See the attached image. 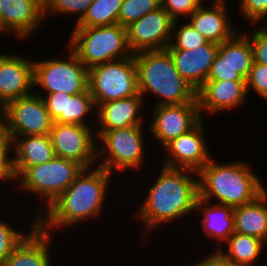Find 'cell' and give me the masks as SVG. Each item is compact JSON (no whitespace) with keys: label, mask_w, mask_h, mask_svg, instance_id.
Returning <instances> with one entry per match:
<instances>
[{"label":"cell","mask_w":267,"mask_h":266,"mask_svg":"<svg viewBox=\"0 0 267 266\" xmlns=\"http://www.w3.org/2000/svg\"><path fill=\"white\" fill-rule=\"evenodd\" d=\"M91 169H83L75 181L46 208L44 214L39 210L36 220L42 231L49 233L51 228L71 227L100 214L112 174L99 166Z\"/></svg>","instance_id":"obj_1"},{"label":"cell","mask_w":267,"mask_h":266,"mask_svg":"<svg viewBox=\"0 0 267 266\" xmlns=\"http://www.w3.org/2000/svg\"><path fill=\"white\" fill-rule=\"evenodd\" d=\"M191 172L194 171L163 166L135 215L147 230L195 211L198 180L191 178Z\"/></svg>","instance_id":"obj_2"},{"label":"cell","mask_w":267,"mask_h":266,"mask_svg":"<svg viewBox=\"0 0 267 266\" xmlns=\"http://www.w3.org/2000/svg\"><path fill=\"white\" fill-rule=\"evenodd\" d=\"M198 197L233 208L254 201L264 191L262 183L244 162L219 164L213 158L197 172Z\"/></svg>","instance_id":"obj_3"},{"label":"cell","mask_w":267,"mask_h":266,"mask_svg":"<svg viewBox=\"0 0 267 266\" xmlns=\"http://www.w3.org/2000/svg\"><path fill=\"white\" fill-rule=\"evenodd\" d=\"M139 94H155L158 105L198 103L197 91L179 74L167 49L134 54Z\"/></svg>","instance_id":"obj_4"},{"label":"cell","mask_w":267,"mask_h":266,"mask_svg":"<svg viewBox=\"0 0 267 266\" xmlns=\"http://www.w3.org/2000/svg\"><path fill=\"white\" fill-rule=\"evenodd\" d=\"M67 48L89 69L95 65L132 55L127 29L119 23L100 27H74Z\"/></svg>","instance_id":"obj_5"},{"label":"cell","mask_w":267,"mask_h":266,"mask_svg":"<svg viewBox=\"0 0 267 266\" xmlns=\"http://www.w3.org/2000/svg\"><path fill=\"white\" fill-rule=\"evenodd\" d=\"M88 89L95 106L139 95L134 55L88 69Z\"/></svg>","instance_id":"obj_6"},{"label":"cell","mask_w":267,"mask_h":266,"mask_svg":"<svg viewBox=\"0 0 267 266\" xmlns=\"http://www.w3.org/2000/svg\"><path fill=\"white\" fill-rule=\"evenodd\" d=\"M84 168L71 160L55 156L51 161L28 167L19 177V185L25 191L46 198L50 204L64 192Z\"/></svg>","instance_id":"obj_7"},{"label":"cell","mask_w":267,"mask_h":266,"mask_svg":"<svg viewBox=\"0 0 267 266\" xmlns=\"http://www.w3.org/2000/svg\"><path fill=\"white\" fill-rule=\"evenodd\" d=\"M68 60L34 61V86L47 93L64 92L69 95L88 90V69L69 49Z\"/></svg>","instance_id":"obj_8"},{"label":"cell","mask_w":267,"mask_h":266,"mask_svg":"<svg viewBox=\"0 0 267 266\" xmlns=\"http://www.w3.org/2000/svg\"><path fill=\"white\" fill-rule=\"evenodd\" d=\"M42 97L32 93L10 101L0 109V119L11 137L49 135L54 121Z\"/></svg>","instance_id":"obj_9"},{"label":"cell","mask_w":267,"mask_h":266,"mask_svg":"<svg viewBox=\"0 0 267 266\" xmlns=\"http://www.w3.org/2000/svg\"><path fill=\"white\" fill-rule=\"evenodd\" d=\"M96 133V137L104 143L102 150L108 152L97 166L112 174L113 170L123 172L127 168L134 169L142 165L145 155L143 125Z\"/></svg>","instance_id":"obj_10"},{"label":"cell","mask_w":267,"mask_h":266,"mask_svg":"<svg viewBox=\"0 0 267 266\" xmlns=\"http://www.w3.org/2000/svg\"><path fill=\"white\" fill-rule=\"evenodd\" d=\"M93 134L89 126L54 122L49 136L56 156L74 161L87 169L101 154Z\"/></svg>","instance_id":"obj_11"},{"label":"cell","mask_w":267,"mask_h":266,"mask_svg":"<svg viewBox=\"0 0 267 266\" xmlns=\"http://www.w3.org/2000/svg\"><path fill=\"white\" fill-rule=\"evenodd\" d=\"M177 21L160 7L132 22L126 27L129 50L134 55L142 51L166 49L171 43Z\"/></svg>","instance_id":"obj_12"},{"label":"cell","mask_w":267,"mask_h":266,"mask_svg":"<svg viewBox=\"0 0 267 266\" xmlns=\"http://www.w3.org/2000/svg\"><path fill=\"white\" fill-rule=\"evenodd\" d=\"M153 108L149 130L163 146L189 132L202 119L198 103L158 105Z\"/></svg>","instance_id":"obj_13"},{"label":"cell","mask_w":267,"mask_h":266,"mask_svg":"<svg viewBox=\"0 0 267 266\" xmlns=\"http://www.w3.org/2000/svg\"><path fill=\"white\" fill-rule=\"evenodd\" d=\"M202 120L189 132L171 140L164 147L167 149L168 158L164 166L179 169H188L197 172L210 160L208 148L205 144L204 125Z\"/></svg>","instance_id":"obj_14"},{"label":"cell","mask_w":267,"mask_h":266,"mask_svg":"<svg viewBox=\"0 0 267 266\" xmlns=\"http://www.w3.org/2000/svg\"><path fill=\"white\" fill-rule=\"evenodd\" d=\"M33 74L34 61L0 53V109L10 101L32 94Z\"/></svg>","instance_id":"obj_15"},{"label":"cell","mask_w":267,"mask_h":266,"mask_svg":"<svg viewBox=\"0 0 267 266\" xmlns=\"http://www.w3.org/2000/svg\"><path fill=\"white\" fill-rule=\"evenodd\" d=\"M44 5L39 0H0V31L26 38L42 22Z\"/></svg>","instance_id":"obj_16"},{"label":"cell","mask_w":267,"mask_h":266,"mask_svg":"<svg viewBox=\"0 0 267 266\" xmlns=\"http://www.w3.org/2000/svg\"><path fill=\"white\" fill-rule=\"evenodd\" d=\"M219 44L208 42L193 50L167 49L179 74L198 91L207 81Z\"/></svg>","instance_id":"obj_17"},{"label":"cell","mask_w":267,"mask_h":266,"mask_svg":"<svg viewBox=\"0 0 267 266\" xmlns=\"http://www.w3.org/2000/svg\"><path fill=\"white\" fill-rule=\"evenodd\" d=\"M246 95V80H207L197 91L200 115L202 109L215 114L236 108L243 104Z\"/></svg>","instance_id":"obj_18"},{"label":"cell","mask_w":267,"mask_h":266,"mask_svg":"<svg viewBox=\"0 0 267 266\" xmlns=\"http://www.w3.org/2000/svg\"><path fill=\"white\" fill-rule=\"evenodd\" d=\"M15 156L12 158L11 180L30 166L51 161L56 155L49 135H27L11 137Z\"/></svg>","instance_id":"obj_19"},{"label":"cell","mask_w":267,"mask_h":266,"mask_svg":"<svg viewBox=\"0 0 267 266\" xmlns=\"http://www.w3.org/2000/svg\"><path fill=\"white\" fill-rule=\"evenodd\" d=\"M142 101L143 97L139 94L98 105L96 112L101 127L97 132L143 125V118L138 116Z\"/></svg>","instance_id":"obj_20"},{"label":"cell","mask_w":267,"mask_h":266,"mask_svg":"<svg viewBox=\"0 0 267 266\" xmlns=\"http://www.w3.org/2000/svg\"><path fill=\"white\" fill-rule=\"evenodd\" d=\"M226 2H213L206 8L201 4L189 17L190 24L206 37L209 42L220 44L230 40L235 34L227 17ZM212 8V9H211Z\"/></svg>","instance_id":"obj_21"},{"label":"cell","mask_w":267,"mask_h":266,"mask_svg":"<svg viewBox=\"0 0 267 266\" xmlns=\"http://www.w3.org/2000/svg\"><path fill=\"white\" fill-rule=\"evenodd\" d=\"M25 234L24 240L1 266H51L48 250L50 233L42 231L35 220L31 232Z\"/></svg>","instance_id":"obj_22"},{"label":"cell","mask_w":267,"mask_h":266,"mask_svg":"<svg viewBox=\"0 0 267 266\" xmlns=\"http://www.w3.org/2000/svg\"><path fill=\"white\" fill-rule=\"evenodd\" d=\"M235 232L267 241V191L254 201L234 208Z\"/></svg>","instance_id":"obj_23"},{"label":"cell","mask_w":267,"mask_h":266,"mask_svg":"<svg viewBox=\"0 0 267 266\" xmlns=\"http://www.w3.org/2000/svg\"><path fill=\"white\" fill-rule=\"evenodd\" d=\"M206 203L208 202L199 197L195 202V210L202 211L204 215V218L200 221L204 232L210 238H216L218 242L223 244V241H226L235 232L234 208L220 204L206 206Z\"/></svg>","instance_id":"obj_24"},{"label":"cell","mask_w":267,"mask_h":266,"mask_svg":"<svg viewBox=\"0 0 267 266\" xmlns=\"http://www.w3.org/2000/svg\"><path fill=\"white\" fill-rule=\"evenodd\" d=\"M228 253L220 248L216 252L233 266H250L261 255L264 241L245 234L233 232L226 240Z\"/></svg>","instance_id":"obj_25"},{"label":"cell","mask_w":267,"mask_h":266,"mask_svg":"<svg viewBox=\"0 0 267 266\" xmlns=\"http://www.w3.org/2000/svg\"><path fill=\"white\" fill-rule=\"evenodd\" d=\"M218 53L246 80L253 63V51L249 35L235 34L219 44Z\"/></svg>","instance_id":"obj_26"},{"label":"cell","mask_w":267,"mask_h":266,"mask_svg":"<svg viewBox=\"0 0 267 266\" xmlns=\"http://www.w3.org/2000/svg\"><path fill=\"white\" fill-rule=\"evenodd\" d=\"M123 0H94L75 27H100L118 23Z\"/></svg>","instance_id":"obj_27"},{"label":"cell","mask_w":267,"mask_h":266,"mask_svg":"<svg viewBox=\"0 0 267 266\" xmlns=\"http://www.w3.org/2000/svg\"><path fill=\"white\" fill-rule=\"evenodd\" d=\"M95 107L89 89L74 95L66 94L65 115H60L55 123L89 126L84 118Z\"/></svg>","instance_id":"obj_28"},{"label":"cell","mask_w":267,"mask_h":266,"mask_svg":"<svg viewBox=\"0 0 267 266\" xmlns=\"http://www.w3.org/2000/svg\"><path fill=\"white\" fill-rule=\"evenodd\" d=\"M161 7V0H123L118 23L127 27L132 22Z\"/></svg>","instance_id":"obj_29"},{"label":"cell","mask_w":267,"mask_h":266,"mask_svg":"<svg viewBox=\"0 0 267 266\" xmlns=\"http://www.w3.org/2000/svg\"><path fill=\"white\" fill-rule=\"evenodd\" d=\"M173 35L176 39L171 40L170 45L166 49L193 50L209 42L206 37L201 35L189 22H184V24L176 30V33L172 32V36Z\"/></svg>","instance_id":"obj_30"},{"label":"cell","mask_w":267,"mask_h":266,"mask_svg":"<svg viewBox=\"0 0 267 266\" xmlns=\"http://www.w3.org/2000/svg\"><path fill=\"white\" fill-rule=\"evenodd\" d=\"M94 0H46L44 4V18L50 14H75L79 13L76 24L79 23L87 13L89 6ZM49 12V13H48Z\"/></svg>","instance_id":"obj_31"},{"label":"cell","mask_w":267,"mask_h":266,"mask_svg":"<svg viewBox=\"0 0 267 266\" xmlns=\"http://www.w3.org/2000/svg\"><path fill=\"white\" fill-rule=\"evenodd\" d=\"M26 236L24 233L10 227L6 222L0 221V266Z\"/></svg>","instance_id":"obj_32"},{"label":"cell","mask_w":267,"mask_h":266,"mask_svg":"<svg viewBox=\"0 0 267 266\" xmlns=\"http://www.w3.org/2000/svg\"><path fill=\"white\" fill-rule=\"evenodd\" d=\"M267 100V65L253 61L249 75L246 79L247 93L249 88Z\"/></svg>","instance_id":"obj_33"},{"label":"cell","mask_w":267,"mask_h":266,"mask_svg":"<svg viewBox=\"0 0 267 266\" xmlns=\"http://www.w3.org/2000/svg\"><path fill=\"white\" fill-rule=\"evenodd\" d=\"M207 80H245L219 53L211 66Z\"/></svg>","instance_id":"obj_34"},{"label":"cell","mask_w":267,"mask_h":266,"mask_svg":"<svg viewBox=\"0 0 267 266\" xmlns=\"http://www.w3.org/2000/svg\"><path fill=\"white\" fill-rule=\"evenodd\" d=\"M202 2V0H161V7L177 20L181 15L188 18Z\"/></svg>","instance_id":"obj_35"},{"label":"cell","mask_w":267,"mask_h":266,"mask_svg":"<svg viewBox=\"0 0 267 266\" xmlns=\"http://www.w3.org/2000/svg\"><path fill=\"white\" fill-rule=\"evenodd\" d=\"M239 3V11L251 25L258 24L261 19L267 17V0H240Z\"/></svg>","instance_id":"obj_36"},{"label":"cell","mask_w":267,"mask_h":266,"mask_svg":"<svg viewBox=\"0 0 267 266\" xmlns=\"http://www.w3.org/2000/svg\"><path fill=\"white\" fill-rule=\"evenodd\" d=\"M252 33L249 40L253 51V61L267 65V27L258 28Z\"/></svg>","instance_id":"obj_37"},{"label":"cell","mask_w":267,"mask_h":266,"mask_svg":"<svg viewBox=\"0 0 267 266\" xmlns=\"http://www.w3.org/2000/svg\"><path fill=\"white\" fill-rule=\"evenodd\" d=\"M12 148V139L4 122L0 119V166L11 175L12 159L9 158V150Z\"/></svg>","instance_id":"obj_38"},{"label":"cell","mask_w":267,"mask_h":266,"mask_svg":"<svg viewBox=\"0 0 267 266\" xmlns=\"http://www.w3.org/2000/svg\"><path fill=\"white\" fill-rule=\"evenodd\" d=\"M42 98L47 107V111L54 122L60 117V115H65L66 93H47V95Z\"/></svg>","instance_id":"obj_39"},{"label":"cell","mask_w":267,"mask_h":266,"mask_svg":"<svg viewBox=\"0 0 267 266\" xmlns=\"http://www.w3.org/2000/svg\"><path fill=\"white\" fill-rule=\"evenodd\" d=\"M198 262L193 266H233L230 262L224 260L216 251L214 254L212 253L207 258Z\"/></svg>","instance_id":"obj_40"},{"label":"cell","mask_w":267,"mask_h":266,"mask_svg":"<svg viewBox=\"0 0 267 266\" xmlns=\"http://www.w3.org/2000/svg\"><path fill=\"white\" fill-rule=\"evenodd\" d=\"M0 181H12L10 175L0 166Z\"/></svg>","instance_id":"obj_41"},{"label":"cell","mask_w":267,"mask_h":266,"mask_svg":"<svg viewBox=\"0 0 267 266\" xmlns=\"http://www.w3.org/2000/svg\"><path fill=\"white\" fill-rule=\"evenodd\" d=\"M202 1H205V0H202ZM212 2H225V0H213Z\"/></svg>","instance_id":"obj_42"},{"label":"cell","mask_w":267,"mask_h":266,"mask_svg":"<svg viewBox=\"0 0 267 266\" xmlns=\"http://www.w3.org/2000/svg\"><path fill=\"white\" fill-rule=\"evenodd\" d=\"M43 5L45 4L46 0H39Z\"/></svg>","instance_id":"obj_43"}]
</instances>
